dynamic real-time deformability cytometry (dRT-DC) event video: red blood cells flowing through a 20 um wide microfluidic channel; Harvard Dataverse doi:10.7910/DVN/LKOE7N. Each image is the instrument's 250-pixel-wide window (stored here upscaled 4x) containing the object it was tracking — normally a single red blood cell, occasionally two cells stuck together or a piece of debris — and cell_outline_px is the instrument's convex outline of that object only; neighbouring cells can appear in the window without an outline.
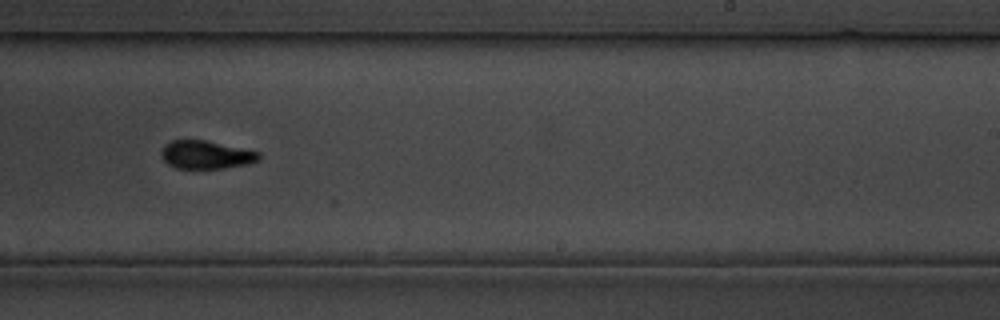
{"species": "common noctule bat (a hibernating species)", "species_latin": "Nyctalus noctula", "temperature_condition": "cold", "stored_images_in_passage": 26, "camera_frame_rate_fps": 3000, "um_per_image_px": 0.085, "animal": {"sex": "male", "body_mass_g": 19.5, "forearm_length_mm": 54.6}, "frame": {"image": 1, "passage_image": 22, "time_ms": 25.667, "image_size_px": [1000, 320], "cell_outline_px": [[260, 160], [248, 164], [224, 168], [176, 168], [168, 164], [160, 156], [160, 152], [164, 144], [172, 140], [204, 140], [260, 152]], "centroid_in_image_um": [17.49, 13.15], "position_along_channel_um": 271.5, "area_um2": 16.01}}